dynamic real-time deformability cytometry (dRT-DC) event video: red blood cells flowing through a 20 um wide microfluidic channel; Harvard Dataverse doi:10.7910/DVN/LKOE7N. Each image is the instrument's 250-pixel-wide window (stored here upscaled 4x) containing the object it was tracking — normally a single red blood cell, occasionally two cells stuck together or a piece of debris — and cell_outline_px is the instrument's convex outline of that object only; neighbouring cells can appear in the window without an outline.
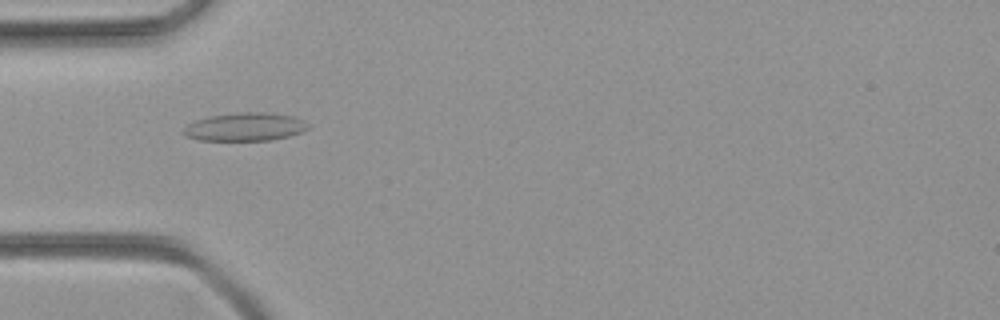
{"species": "common noctule bat (a hibernating species)", "species_latin": "Nyctalus noctula", "temperature_condition": "room temperature", "stored_images_in_passage": 39, "camera_frame_rate_fps": 3000, "um_per_image_px": 0.085, "animal": {"sex": "female", "body_mass_g": 21.9}, "frame": {"image": 1, "passage_image": 5, "time_ms": 1.333, "image_size_px": [1000, 320], "cell_outline_px": [[308, 128], [300, 132], [288, 136], [272, 140], [200, 140], [184, 136], [180, 132], [188, 124], [196, 120], [212, 116], [236, 112], [264, 112], [292, 116], [308, 124]], "centroid_in_image_um": [20.77, 10.79], "position_along_channel_um": 64.2, "area_um2": 20.29}}
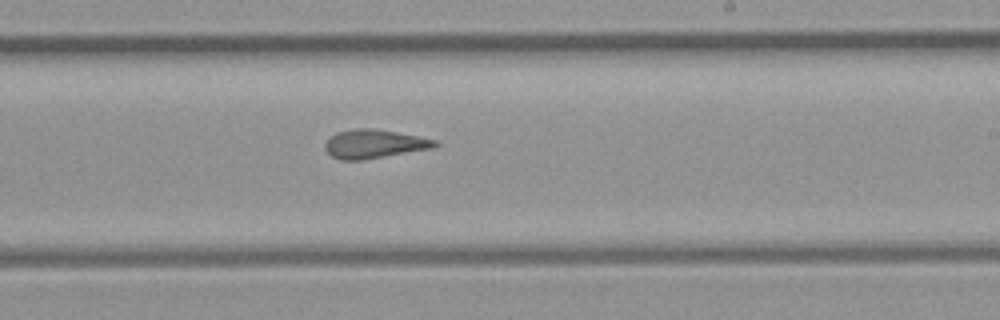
{"frame": {"image": 2, "passage_image": 19, "time_ms": 6.0, "image_size_px": [1000, 320], "cell_outline_px": [[440, 144], [436, 148], [360, 160], [340, 160], [332, 156], [324, 148], [324, 144], [336, 132], [356, 128], [372, 128], [396, 132], [436, 140]], "centroid_in_image_um": [31.82, 12.23], "position_along_channel_um": 257.2, "area_um2": 18.32}}
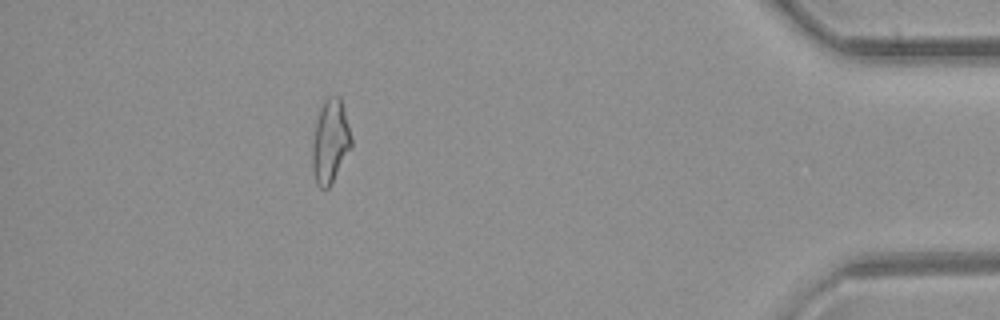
{"frame": {"image": 3, "passage_image": 34, "time_ms": 11.0, "image_size_px": [1000, 320], "cell_outline_px": [[352, 148], [328, 188], [320, 188], [316, 184], [312, 168], [312, 140], [316, 120], [320, 108], [324, 100], [328, 96], [340, 96], [352, 140]], "centroid_in_image_um": [28.06, 12.02], "position_along_channel_um": 407.1, "area_um2": 19.02}}